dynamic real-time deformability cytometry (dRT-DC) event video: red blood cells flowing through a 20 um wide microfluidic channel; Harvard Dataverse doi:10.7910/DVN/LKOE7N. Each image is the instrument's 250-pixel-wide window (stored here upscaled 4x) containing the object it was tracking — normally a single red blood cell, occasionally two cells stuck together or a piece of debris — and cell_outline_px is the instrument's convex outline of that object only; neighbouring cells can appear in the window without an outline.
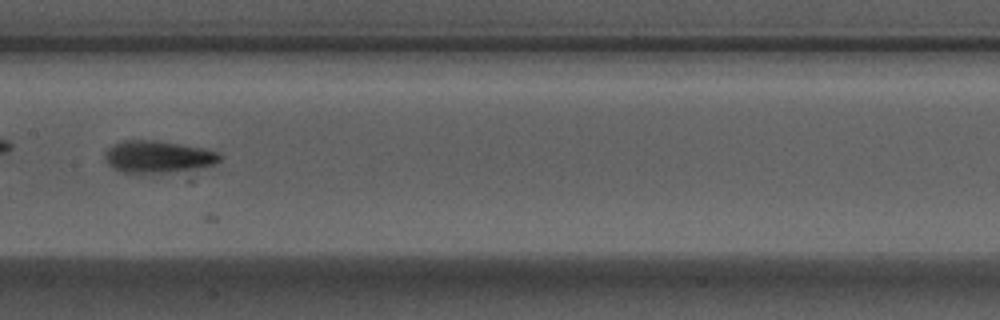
{"species": "Egyptian fruit bat (a non-hibernating species)", "species_latin": "Rousettus aegyptiacus", "temperature_condition": "warm", "stored_images_in_passage": 8, "camera_frame_rate_fps": 3000, "um_per_image_px": 0.085, "animal": {"sex": "male"}, "frame": {"image": 1, "passage_image": 7, "time_ms": 2.0, "image_size_px": [1000, 320], "cell_outline_px": [[224, 156], [220, 160], [212, 164], [196, 168], [168, 172], [124, 172], [112, 168], [108, 164], [104, 156], [104, 152], [112, 144], [120, 140], [144, 140], [176, 144], [204, 148], [220, 152]], "centroid_in_image_um": [13.4, 13.31], "position_along_channel_um": 194.0, "area_um2": 21.15}}